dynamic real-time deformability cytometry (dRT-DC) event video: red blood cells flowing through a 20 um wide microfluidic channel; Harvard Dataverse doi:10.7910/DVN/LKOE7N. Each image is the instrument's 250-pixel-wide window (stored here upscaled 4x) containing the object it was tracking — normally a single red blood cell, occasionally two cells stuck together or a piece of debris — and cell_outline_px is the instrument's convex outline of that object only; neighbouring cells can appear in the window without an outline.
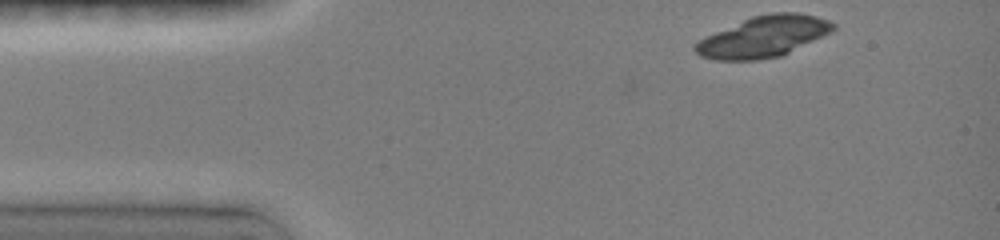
{"species": "common noctule bat (a hibernating species)", "species_latin": "Nyctalus noctula", "temperature_condition": "room temperature", "stored_images_in_passage": 14, "camera_frame_rate_fps": 3000, "um_per_image_px": 0.085, "animal": {"sex": "female", "body_mass_g": 19.0, "forearm_length_mm": 51.5}, "frame": {"image": 1, "passage_image": 1, "time_ms": 0.0, "image_size_px": [1000, 240], "cell_outline_px": [[836, 28], [832, 32], [780, 56], [760, 60], [716, 60], [700, 56], [692, 48], [704, 36], [752, 16], [768, 12], [796, 12], [816, 16], [828, 20], [836, 24]], "centroid_in_image_um": [64.9, 3.1], "position_along_channel_um": 20.1, "area_um2": 33.0}}